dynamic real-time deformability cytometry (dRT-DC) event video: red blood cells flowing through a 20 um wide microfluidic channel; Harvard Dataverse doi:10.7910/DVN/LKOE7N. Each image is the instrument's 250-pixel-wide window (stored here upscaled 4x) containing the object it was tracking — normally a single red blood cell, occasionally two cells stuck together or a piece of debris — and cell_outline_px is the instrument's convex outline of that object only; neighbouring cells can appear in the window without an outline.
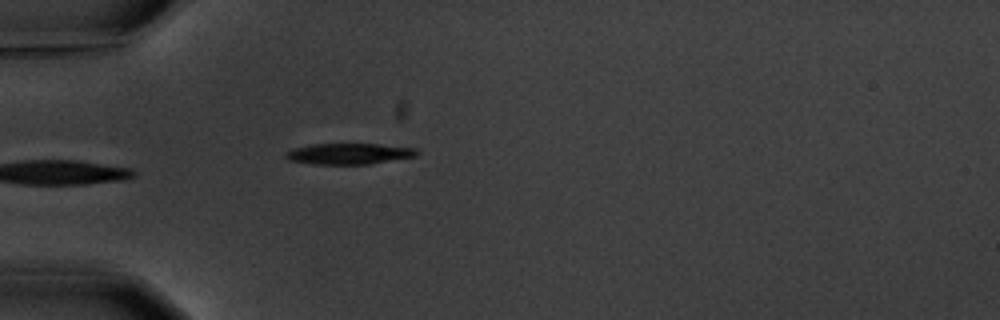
{"species": "common noctule bat (a hibernating species)", "species_latin": "Nyctalus noctula", "temperature_condition": "warm", "stored_images_in_passage": 6, "camera_frame_rate_fps": 3000, "um_per_image_px": 0.085, "animal": {"sex": "male", "body_mass_g": 20.1, "forearm_length_mm": 53.5}, "frame": {"image": 1, "passage_image": 6, "time_ms": 6.0, "image_size_px": [1000, 320], "cell_outline_px": [[420, 152], [416, 156], [368, 164], [312, 164], [288, 160], [284, 156], [284, 152], [292, 148], [312, 144], [376, 144], [416, 148]], "centroid_in_image_um": [29.61, 13.07], "position_along_channel_um": 55.4, "area_um2": 16.07}}